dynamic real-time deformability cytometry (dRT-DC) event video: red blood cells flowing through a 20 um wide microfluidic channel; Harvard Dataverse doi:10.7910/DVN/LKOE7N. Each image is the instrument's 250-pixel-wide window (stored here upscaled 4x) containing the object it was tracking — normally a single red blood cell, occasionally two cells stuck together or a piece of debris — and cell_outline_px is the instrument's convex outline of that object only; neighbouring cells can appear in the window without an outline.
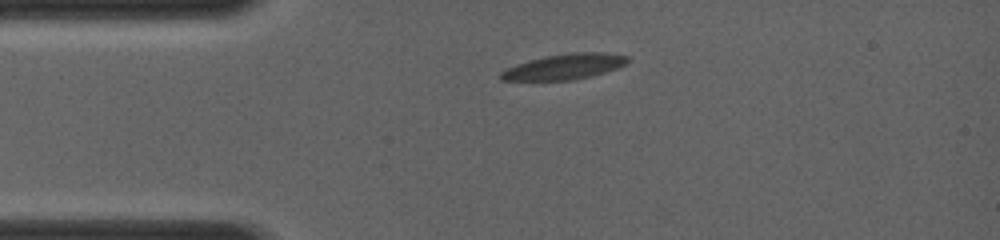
{"species": "common noctule bat (a hibernating species)", "species_latin": "Nyctalus noctula", "temperature_condition": "room temperature", "stored_images_in_passage": 4, "camera_frame_rate_fps": 4000, "um_per_image_px": 0.085, "animal": {"sex": "female", "body_mass_g": 19.0, "forearm_length_mm": 56.7}, "frame": {"image": 1, "passage_image": 3, "time_ms": 2.0, "image_size_px": [1000, 240], "cell_outline_px": [[628, 64], [604, 72], [572, 80], [500, 80], [496, 76], [500, 72], [516, 64], [528, 60], [544, 56], [568, 52], [608, 52], [628, 56]], "centroid_in_image_um": [47.96, 5.65], "position_along_channel_um": 37.0, "area_um2": 18.96}}